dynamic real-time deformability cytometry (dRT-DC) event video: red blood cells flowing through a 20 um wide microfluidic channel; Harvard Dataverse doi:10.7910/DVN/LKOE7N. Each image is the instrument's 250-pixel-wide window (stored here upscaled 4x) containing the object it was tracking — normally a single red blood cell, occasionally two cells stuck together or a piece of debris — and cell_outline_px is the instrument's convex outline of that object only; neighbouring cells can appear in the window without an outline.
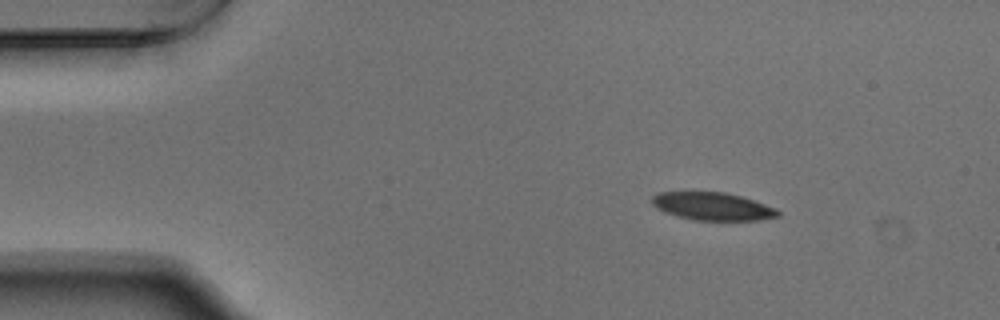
{"species": "Egyptian fruit bat (a non-hibernating species)", "species_latin": "Rousettus aegyptiacus", "temperature_condition": "warm", "stored_images_in_passage": 47, "camera_frame_rate_fps": 3000, "um_per_image_px": 0.085, "animal": {"sex": "male"}, "frame": {"image": 1, "passage_image": 1, "time_ms": 0.0, "image_size_px": [1000, 320], "cell_outline_px": [[780, 216], [756, 220], [692, 220], [676, 216], [664, 212], [652, 204], [652, 196], [656, 192], [724, 192], [740, 196], [776, 208], [780, 212]], "centroid_in_image_um": [60.54, 17.54], "position_along_channel_um": 24.5, "area_um2": 20.35}}
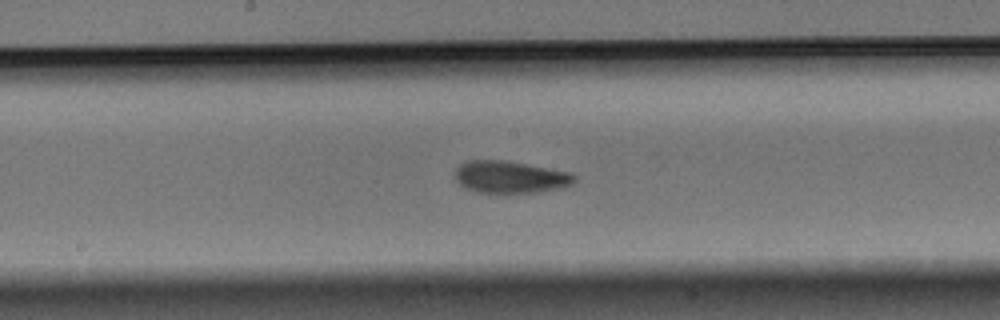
{"frame": {"image": 2, "passage_image": 21, "time_ms": 6.667, "image_size_px": [1000, 320], "cell_outline_px": [[576, 180], [572, 184], [564, 188], [540, 192], [476, 192], [464, 188], [456, 180], [456, 168], [460, 164], [468, 160], [504, 160], [572, 172], [576, 176]], "centroid_in_image_um": [43.41, 15.04], "position_along_channel_um": 204.8, "area_um2": 22.48}}
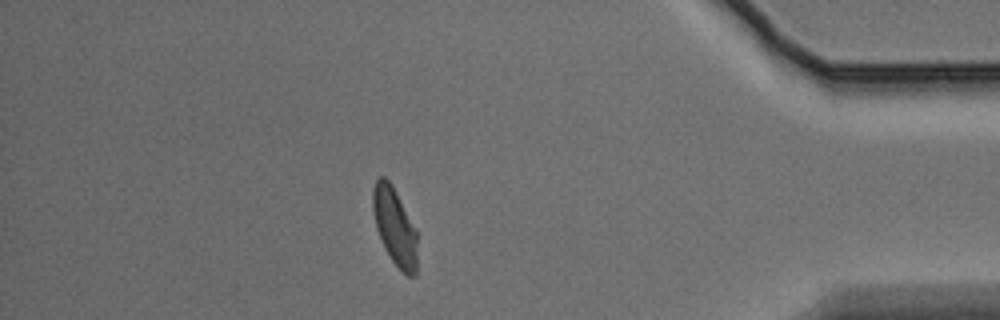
{"frame": {"image": 3, "passage_image": 40, "time_ms": 13.0, "image_size_px": [1000, 320], "cell_outline_px": [[416, 276], [408, 276], [400, 272], [384, 248], [376, 228], [372, 208], [372, 188], [376, 180], [380, 176], [384, 176], [392, 184], [416, 228]], "centroid_in_image_um": [33.54, 19.25], "position_along_channel_um": 401.7, "area_um2": 20.23}, "authors_computed_cell_mechanics": {"area_um2": 21.7906, "velocity_mm_per_s": 3.7367, "shape_relaxation_time_tau1_ms": 5.0971, "shape_relaxation_time_tau2_ms": 2.9696, "deformation_change_tau1": 0.1464, "deformation_change_tau2": 0.0856}}